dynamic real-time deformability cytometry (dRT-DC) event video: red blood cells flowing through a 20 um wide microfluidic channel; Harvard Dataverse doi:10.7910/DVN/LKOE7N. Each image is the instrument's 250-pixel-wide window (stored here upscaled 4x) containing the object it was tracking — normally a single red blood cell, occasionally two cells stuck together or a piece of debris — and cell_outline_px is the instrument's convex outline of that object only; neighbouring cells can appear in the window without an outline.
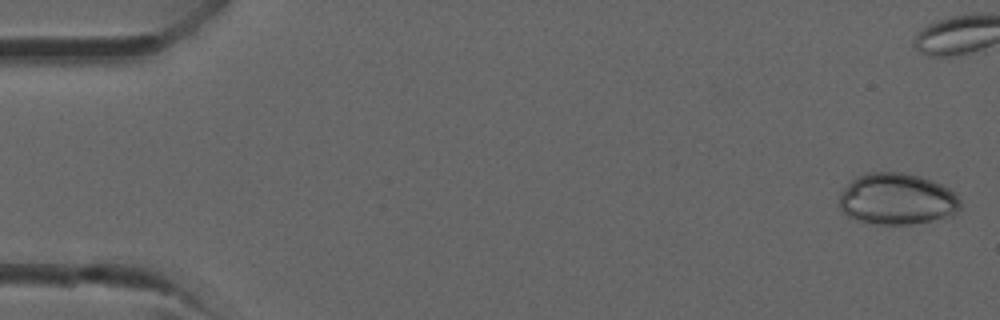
{"species": "common noctule bat (a hibernating species)", "species_latin": "Nyctalus noctula", "temperature_condition": "room temperature", "stored_images_in_passage": 29, "camera_frame_rate_fps": 3000, "um_per_image_px": 0.085, "animal": {"sex": "male", "forearm_length_mm": 52.5}, "frame": {"image": 1, "passage_image": 1, "time_ms": 0.0, "image_size_px": [1000, 320], "cell_outline_px": [[960, 208], [952, 216], [912, 224], [876, 224], [856, 220], [848, 216], [840, 208], [840, 196], [848, 184], [856, 176], [868, 172], [904, 172], [920, 176], [932, 180], [948, 188], [960, 200]], "centroid_in_image_um": [76.25, 16.91], "position_along_channel_um": 8.8, "area_um2": 36.18}}
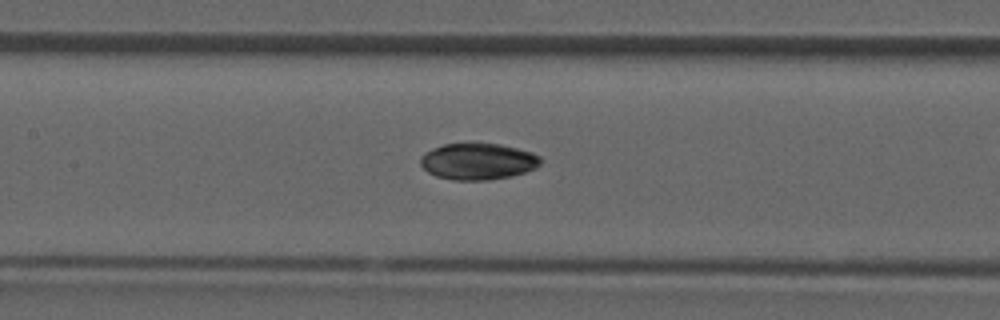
{"frame": {"image": 2, "passage_image": 17, "time_ms": 5.333, "image_size_px": [1000, 320], "cell_outline_px": [[540, 164], [536, 168], [524, 172], [508, 176], [488, 180], [452, 180], [436, 176], [428, 172], [420, 164], [420, 156], [424, 152], [432, 148], [444, 144], [500, 144], [532, 152], [540, 156]], "centroid_in_image_um": [40.59, 13.72], "position_along_channel_um": 166.8, "area_um2": 25.37}}